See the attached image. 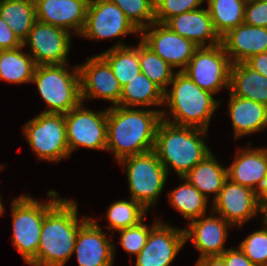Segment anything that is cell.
<instances>
[{
  "mask_svg": "<svg viewBox=\"0 0 267 266\" xmlns=\"http://www.w3.org/2000/svg\"><path fill=\"white\" fill-rule=\"evenodd\" d=\"M161 121V109L147 110L111 105L107 108L106 150L113 152L117 162L131 155L152 151Z\"/></svg>",
  "mask_w": 267,
  "mask_h": 266,
  "instance_id": "1",
  "label": "cell"
},
{
  "mask_svg": "<svg viewBox=\"0 0 267 266\" xmlns=\"http://www.w3.org/2000/svg\"><path fill=\"white\" fill-rule=\"evenodd\" d=\"M77 209L75 201L61 198L45 214L36 258L30 266H64L71 258L79 228L89 219L78 221Z\"/></svg>",
  "mask_w": 267,
  "mask_h": 266,
  "instance_id": "2",
  "label": "cell"
},
{
  "mask_svg": "<svg viewBox=\"0 0 267 266\" xmlns=\"http://www.w3.org/2000/svg\"><path fill=\"white\" fill-rule=\"evenodd\" d=\"M207 132L204 129L173 125L163 120L159 123L153 151L167 174L173 167L179 178L184 177L211 153L204 141Z\"/></svg>",
  "mask_w": 267,
  "mask_h": 266,
  "instance_id": "3",
  "label": "cell"
},
{
  "mask_svg": "<svg viewBox=\"0 0 267 266\" xmlns=\"http://www.w3.org/2000/svg\"><path fill=\"white\" fill-rule=\"evenodd\" d=\"M170 84V90L164 92V105L169 107L173 121L166 117L165 110H162V120L177 126L208 131L209 122L220 101L215 100L211 92L201 89L182 71L174 74Z\"/></svg>",
  "mask_w": 267,
  "mask_h": 266,
  "instance_id": "4",
  "label": "cell"
},
{
  "mask_svg": "<svg viewBox=\"0 0 267 266\" xmlns=\"http://www.w3.org/2000/svg\"><path fill=\"white\" fill-rule=\"evenodd\" d=\"M47 195L46 203L27 195L12 201V243L27 264L36 258L45 214L61 199L54 190L48 191Z\"/></svg>",
  "mask_w": 267,
  "mask_h": 266,
  "instance_id": "5",
  "label": "cell"
},
{
  "mask_svg": "<svg viewBox=\"0 0 267 266\" xmlns=\"http://www.w3.org/2000/svg\"><path fill=\"white\" fill-rule=\"evenodd\" d=\"M67 66L35 67L32 82L48 107L42 113L66 114L82 102L79 68L75 66L71 72Z\"/></svg>",
  "mask_w": 267,
  "mask_h": 266,
  "instance_id": "6",
  "label": "cell"
},
{
  "mask_svg": "<svg viewBox=\"0 0 267 266\" xmlns=\"http://www.w3.org/2000/svg\"><path fill=\"white\" fill-rule=\"evenodd\" d=\"M125 167L131 198L145 210L155 205L167 181V171L152 150L118 161Z\"/></svg>",
  "mask_w": 267,
  "mask_h": 266,
  "instance_id": "7",
  "label": "cell"
},
{
  "mask_svg": "<svg viewBox=\"0 0 267 266\" xmlns=\"http://www.w3.org/2000/svg\"><path fill=\"white\" fill-rule=\"evenodd\" d=\"M23 135L39 160L69 158L64 114L40 113L23 125Z\"/></svg>",
  "mask_w": 267,
  "mask_h": 266,
  "instance_id": "8",
  "label": "cell"
},
{
  "mask_svg": "<svg viewBox=\"0 0 267 266\" xmlns=\"http://www.w3.org/2000/svg\"><path fill=\"white\" fill-rule=\"evenodd\" d=\"M232 62L222 43L198 47L182 71L201 89L216 94L223 87L229 90Z\"/></svg>",
  "mask_w": 267,
  "mask_h": 266,
  "instance_id": "9",
  "label": "cell"
},
{
  "mask_svg": "<svg viewBox=\"0 0 267 266\" xmlns=\"http://www.w3.org/2000/svg\"><path fill=\"white\" fill-rule=\"evenodd\" d=\"M83 105L64 114L70 155L79 147L106 150L107 109L96 113Z\"/></svg>",
  "mask_w": 267,
  "mask_h": 266,
  "instance_id": "10",
  "label": "cell"
},
{
  "mask_svg": "<svg viewBox=\"0 0 267 266\" xmlns=\"http://www.w3.org/2000/svg\"><path fill=\"white\" fill-rule=\"evenodd\" d=\"M22 45H29V54L36 66L67 64L71 33L37 20Z\"/></svg>",
  "mask_w": 267,
  "mask_h": 266,
  "instance_id": "11",
  "label": "cell"
},
{
  "mask_svg": "<svg viewBox=\"0 0 267 266\" xmlns=\"http://www.w3.org/2000/svg\"><path fill=\"white\" fill-rule=\"evenodd\" d=\"M140 32L111 0H89L86 22L80 36L95 40L124 37Z\"/></svg>",
  "mask_w": 267,
  "mask_h": 266,
  "instance_id": "12",
  "label": "cell"
},
{
  "mask_svg": "<svg viewBox=\"0 0 267 266\" xmlns=\"http://www.w3.org/2000/svg\"><path fill=\"white\" fill-rule=\"evenodd\" d=\"M141 41L172 67L183 71L198 48L192 41L173 32L167 25L153 22L140 32Z\"/></svg>",
  "mask_w": 267,
  "mask_h": 266,
  "instance_id": "13",
  "label": "cell"
},
{
  "mask_svg": "<svg viewBox=\"0 0 267 266\" xmlns=\"http://www.w3.org/2000/svg\"><path fill=\"white\" fill-rule=\"evenodd\" d=\"M211 205L213 213L238 228L259 213L258 193L229 179Z\"/></svg>",
  "mask_w": 267,
  "mask_h": 266,
  "instance_id": "14",
  "label": "cell"
},
{
  "mask_svg": "<svg viewBox=\"0 0 267 266\" xmlns=\"http://www.w3.org/2000/svg\"><path fill=\"white\" fill-rule=\"evenodd\" d=\"M80 73L81 100L102 98L113 106L120 102L122 87L109 64L100 56L90 57L78 66Z\"/></svg>",
  "mask_w": 267,
  "mask_h": 266,
  "instance_id": "15",
  "label": "cell"
},
{
  "mask_svg": "<svg viewBox=\"0 0 267 266\" xmlns=\"http://www.w3.org/2000/svg\"><path fill=\"white\" fill-rule=\"evenodd\" d=\"M160 222L150 231L135 266H170L184 246L185 231Z\"/></svg>",
  "mask_w": 267,
  "mask_h": 266,
  "instance_id": "16",
  "label": "cell"
},
{
  "mask_svg": "<svg viewBox=\"0 0 267 266\" xmlns=\"http://www.w3.org/2000/svg\"><path fill=\"white\" fill-rule=\"evenodd\" d=\"M100 226L89 218L79 228L73 251L79 266H113L115 246Z\"/></svg>",
  "mask_w": 267,
  "mask_h": 266,
  "instance_id": "17",
  "label": "cell"
},
{
  "mask_svg": "<svg viewBox=\"0 0 267 266\" xmlns=\"http://www.w3.org/2000/svg\"><path fill=\"white\" fill-rule=\"evenodd\" d=\"M184 228L186 241L200 252V258L221 256L227 249L224 243L228 237V227L233 226L221 216L205 215L191 220Z\"/></svg>",
  "mask_w": 267,
  "mask_h": 266,
  "instance_id": "18",
  "label": "cell"
},
{
  "mask_svg": "<svg viewBox=\"0 0 267 266\" xmlns=\"http://www.w3.org/2000/svg\"><path fill=\"white\" fill-rule=\"evenodd\" d=\"M38 21L80 35L86 22L89 0H34ZM72 30V31H71Z\"/></svg>",
  "mask_w": 267,
  "mask_h": 266,
  "instance_id": "19",
  "label": "cell"
},
{
  "mask_svg": "<svg viewBox=\"0 0 267 266\" xmlns=\"http://www.w3.org/2000/svg\"><path fill=\"white\" fill-rule=\"evenodd\" d=\"M238 149L235 160L227 167L230 181L259 193L267 177V148Z\"/></svg>",
  "mask_w": 267,
  "mask_h": 266,
  "instance_id": "20",
  "label": "cell"
},
{
  "mask_svg": "<svg viewBox=\"0 0 267 266\" xmlns=\"http://www.w3.org/2000/svg\"><path fill=\"white\" fill-rule=\"evenodd\" d=\"M221 43L232 64L245 62L252 55L267 52V28L243 23L223 35Z\"/></svg>",
  "mask_w": 267,
  "mask_h": 266,
  "instance_id": "21",
  "label": "cell"
},
{
  "mask_svg": "<svg viewBox=\"0 0 267 266\" xmlns=\"http://www.w3.org/2000/svg\"><path fill=\"white\" fill-rule=\"evenodd\" d=\"M165 25L198 47H209L221 43V37L214 29L208 9L198 8L184 12L170 18ZM207 42H209L208 45Z\"/></svg>",
  "mask_w": 267,
  "mask_h": 266,
  "instance_id": "22",
  "label": "cell"
},
{
  "mask_svg": "<svg viewBox=\"0 0 267 266\" xmlns=\"http://www.w3.org/2000/svg\"><path fill=\"white\" fill-rule=\"evenodd\" d=\"M228 112L234 129V139L267 128V106L230 93Z\"/></svg>",
  "mask_w": 267,
  "mask_h": 266,
  "instance_id": "23",
  "label": "cell"
},
{
  "mask_svg": "<svg viewBox=\"0 0 267 266\" xmlns=\"http://www.w3.org/2000/svg\"><path fill=\"white\" fill-rule=\"evenodd\" d=\"M229 91L232 95L267 106V77L246 62L232 64Z\"/></svg>",
  "mask_w": 267,
  "mask_h": 266,
  "instance_id": "24",
  "label": "cell"
},
{
  "mask_svg": "<svg viewBox=\"0 0 267 266\" xmlns=\"http://www.w3.org/2000/svg\"><path fill=\"white\" fill-rule=\"evenodd\" d=\"M183 178L196 187L208 200L207 194H215L212 200L214 201L228 179L227 167L222 166L211 152Z\"/></svg>",
  "mask_w": 267,
  "mask_h": 266,
  "instance_id": "25",
  "label": "cell"
},
{
  "mask_svg": "<svg viewBox=\"0 0 267 266\" xmlns=\"http://www.w3.org/2000/svg\"><path fill=\"white\" fill-rule=\"evenodd\" d=\"M99 55L109 64L121 87L141 73L139 43L136 47H129L118 42Z\"/></svg>",
  "mask_w": 267,
  "mask_h": 266,
  "instance_id": "26",
  "label": "cell"
},
{
  "mask_svg": "<svg viewBox=\"0 0 267 266\" xmlns=\"http://www.w3.org/2000/svg\"><path fill=\"white\" fill-rule=\"evenodd\" d=\"M118 105L122 107L162 106L164 91L141 72L122 87Z\"/></svg>",
  "mask_w": 267,
  "mask_h": 266,
  "instance_id": "27",
  "label": "cell"
},
{
  "mask_svg": "<svg viewBox=\"0 0 267 266\" xmlns=\"http://www.w3.org/2000/svg\"><path fill=\"white\" fill-rule=\"evenodd\" d=\"M24 46L16 49L0 50V79L21 84L32 83L36 64Z\"/></svg>",
  "mask_w": 267,
  "mask_h": 266,
  "instance_id": "28",
  "label": "cell"
},
{
  "mask_svg": "<svg viewBox=\"0 0 267 266\" xmlns=\"http://www.w3.org/2000/svg\"><path fill=\"white\" fill-rule=\"evenodd\" d=\"M0 15L21 42L37 21L34 0H0Z\"/></svg>",
  "mask_w": 267,
  "mask_h": 266,
  "instance_id": "29",
  "label": "cell"
},
{
  "mask_svg": "<svg viewBox=\"0 0 267 266\" xmlns=\"http://www.w3.org/2000/svg\"><path fill=\"white\" fill-rule=\"evenodd\" d=\"M215 31L220 37L244 23L247 0H205Z\"/></svg>",
  "mask_w": 267,
  "mask_h": 266,
  "instance_id": "30",
  "label": "cell"
},
{
  "mask_svg": "<svg viewBox=\"0 0 267 266\" xmlns=\"http://www.w3.org/2000/svg\"><path fill=\"white\" fill-rule=\"evenodd\" d=\"M180 179L184 182L169 193L171 205L189 222L206 215L209 200L185 178Z\"/></svg>",
  "mask_w": 267,
  "mask_h": 266,
  "instance_id": "31",
  "label": "cell"
},
{
  "mask_svg": "<svg viewBox=\"0 0 267 266\" xmlns=\"http://www.w3.org/2000/svg\"><path fill=\"white\" fill-rule=\"evenodd\" d=\"M139 63L141 72L164 92L173 79V67L139 40Z\"/></svg>",
  "mask_w": 267,
  "mask_h": 266,
  "instance_id": "32",
  "label": "cell"
},
{
  "mask_svg": "<svg viewBox=\"0 0 267 266\" xmlns=\"http://www.w3.org/2000/svg\"><path fill=\"white\" fill-rule=\"evenodd\" d=\"M129 200H118L107 208L108 229L112 233L137 225L143 220L146 212H148L137 201H134L132 198Z\"/></svg>",
  "mask_w": 267,
  "mask_h": 266,
  "instance_id": "33",
  "label": "cell"
},
{
  "mask_svg": "<svg viewBox=\"0 0 267 266\" xmlns=\"http://www.w3.org/2000/svg\"><path fill=\"white\" fill-rule=\"evenodd\" d=\"M141 32L155 20V0H111Z\"/></svg>",
  "mask_w": 267,
  "mask_h": 266,
  "instance_id": "34",
  "label": "cell"
},
{
  "mask_svg": "<svg viewBox=\"0 0 267 266\" xmlns=\"http://www.w3.org/2000/svg\"><path fill=\"white\" fill-rule=\"evenodd\" d=\"M160 219L154 221L152 227L144 223V220L135 226L118 230L120 232V243L122 248L130 255H138L145 246L150 231L160 222Z\"/></svg>",
  "mask_w": 267,
  "mask_h": 266,
  "instance_id": "35",
  "label": "cell"
},
{
  "mask_svg": "<svg viewBox=\"0 0 267 266\" xmlns=\"http://www.w3.org/2000/svg\"><path fill=\"white\" fill-rule=\"evenodd\" d=\"M239 248L255 266H267V229L249 234Z\"/></svg>",
  "mask_w": 267,
  "mask_h": 266,
  "instance_id": "36",
  "label": "cell"
},
{
  "mask_svg": "<svg viewBox=\"0 0 267 266\" xmlns=\"http://www.w3.org/2000/svg\"><path fill=\"white\" fill-rule=\"evenodd\" d=\"M205 0H155V20L165 24L170 18L199 8Z\"/></svg>",
  "mask_w": 267,
  "mask_h": 266,
  "instance_id": "37",
  "label": "cell"
},
{
  "mask_svg": "<svg viewBox=\"0 0 267 266\" xmlns=\"http://www.w3.org/2000/svg\"><path fill=\"white\" fill-rule=\"evenodd\" d=\"M244 23L267 28V0H247Z\"/></svg>",
  "mask_w": 267,
  "mask_h": 266,
  "instance_id": "38",
  "label": "cell"
},
{
  "mask_svg": "<svg viewBox=\"0 0 267 266\" xmlns=\"http://www.w3.org/2000/svg\"><path fill=\"white\" fill-rule=\"evenodd\" d=\"M22 42L0 15V50L16 49Z\"/></svg>",
  "mask_w": 267,
  "mask_h": 266,
  "instance_id": "39",
  "label": "cell"
},
{
  "mask_svg": "<svg viewBox=\"0 0 267 266\" xmlns=\"http://www.w3.org/2000/svg\"><path fill=\"white\" fill-rule=\"evenodd\" d=\"M219 257L226 266H255L239 247L229 248Z\"/></svg>",
  "mask_w": 267,
  "mask_h": 266,
  "instance_id": "40",
  "label": "cell"
},
{
  "mask_svg": "<svg viewBox=\"0 0 267 266\" xmlns=\"http://www.w3.org/2000/svg\"><path fill=\"white\" fill-rule=\"evenodd\" d=\"M252 69L267 77V52L252 55L245 61Z\"/></svg>",
  "mask_w": 267,
  "mask_h": 266,
  "instance_id": "41",
  "label": "cell"
},
{
  "mask_svg": "<svg viewBox=\"0 0 267 266\" xmlns=\"http://www.w3.org/2000/svg\"><path fill=\"white\" fill-rule=\"evenodd\" d=\"M195 266H226L219 256L199 258Z\"/></svg>",
  "mask_w": 267,
  "mask_h": 266,
  "instance_id": "42",
  "label": "cell"
},
{
  "mask_svg": "<svg viewBox=\"0 0 267 266\" xmlns=\"http://www.w3.org/2000/svg\"><path fill=\"white\" fill-rule=\"evenodd\" d=\"M259 202H267V177L265 179V182L258 193Z\"/></svg>",
  "mask_w": 267,
  "mask_h": 266,
  "instance_id": "43",
  "label": "cell"
},
{
  "mask_svg": "<svg viewBox=\"0 0 267 266\" xmlns=\"http://www.w3.org/2000/svg\"><path fill=\"white\" fill-rule=\"evenodd\" d=\"M259 212L264 215L263 223L267 229V202H259Z\"/></svg>",
  "mask_w": 267,
  "mask_h": 266,
  "instance_id": "44",
  "label": "cell"
},
{
  "mask_svg": "<svg viewBox=\"0 0 267 266\" xmlns=\"http://www.w3.org/2000/svg\"><path fill=\"white\" fill-rule=\"evenodd\" d=\"M4 210L5 209H4V206H3V203H2V200H1V195H0V217L3 214Z\"/></svg>",
  "mask_w": 267,
  "mask_h": 266,
  "instance_id": "45",
  "label": "cell"
}]
</instances>
